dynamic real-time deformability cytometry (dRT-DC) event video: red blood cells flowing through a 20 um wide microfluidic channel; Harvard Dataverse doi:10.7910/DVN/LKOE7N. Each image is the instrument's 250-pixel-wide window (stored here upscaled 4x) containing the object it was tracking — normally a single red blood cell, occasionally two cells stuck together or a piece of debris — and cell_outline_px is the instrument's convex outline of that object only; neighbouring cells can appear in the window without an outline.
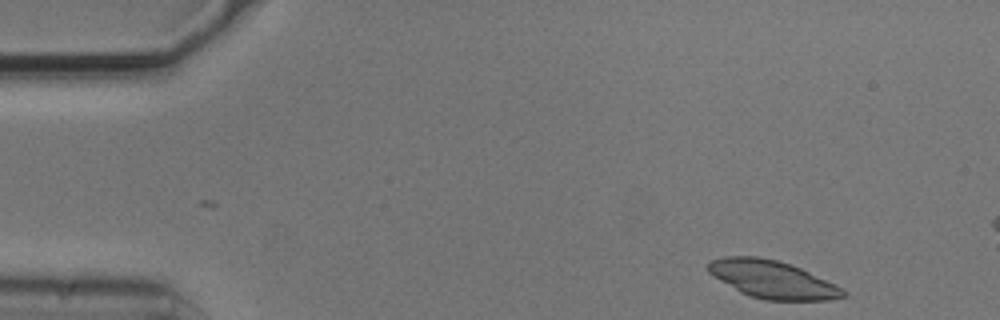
{"species": "common noctule bat (a hibernating species)", "species_latin": "Nyctalus noctula", "temperature_condition": "cold", "stored_images_in_passage": 4, "camera_frame_rate_fps": 3000, "um_per_image_px": 0.085, "animal": {"sex": "male", "body_mass_g": 20.5, "forearm_length_mm": 52.5}, "frame": {"image": 1, "passage_image": 1, "time_ms": 0.0, "image_size_px": [1000, 320], "cell_outline_px": [[848, 292], [844, 296], [832, 300], [764, 300], [748, 296], [740, 292], [708, 272], [708, 260], [724, 256], [756, 256], [776, 260], [800, 268], [836, 284], [844, 288]], "centroid_in_image_um": [65.66, 23.75], "position_along_channel_um": 19.3, "area_um2": 29.59}}